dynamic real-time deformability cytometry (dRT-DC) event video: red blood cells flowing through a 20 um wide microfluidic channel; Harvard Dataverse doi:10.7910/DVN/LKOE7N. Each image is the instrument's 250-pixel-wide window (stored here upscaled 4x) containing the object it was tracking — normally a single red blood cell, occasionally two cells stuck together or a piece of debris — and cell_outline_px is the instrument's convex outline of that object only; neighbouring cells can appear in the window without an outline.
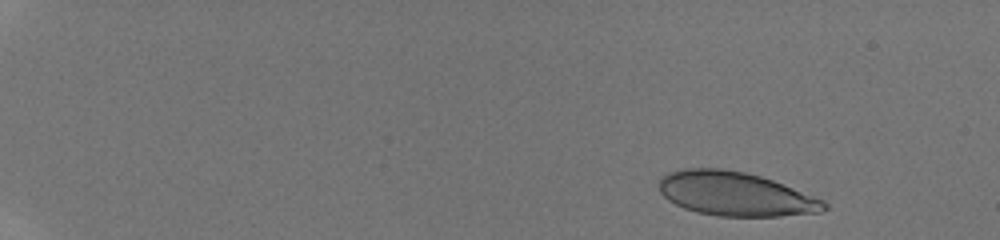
{"species": "human", "species_latin": "Homo sapiens", "temperature_condition": "room temperature", "stored_images_in_passage": 6, "camera_frame_rate_fps": 3000, "um_per_image_px": 0.085, "donor": {"sex": "male"}, "frame": {"image": 1, "passage_image": 1, "time_ms": 0.0, "image_size_px": [1000, 240], "cell_outline_px": [[828, 208], [820, 212], [780, 216], [716, 216], [684, 208], [668, 200], [660, 192], [660, 180], [664, 176], [672, 172], [684, 168], [720, 168], [744, 172], [760, 176], [772, 180], [824, 200], [828, 204]], "centroid_in_image_um": [62.53, 16.49], "position_along_channel_um": 22.5, "area_um2": 41.91}}
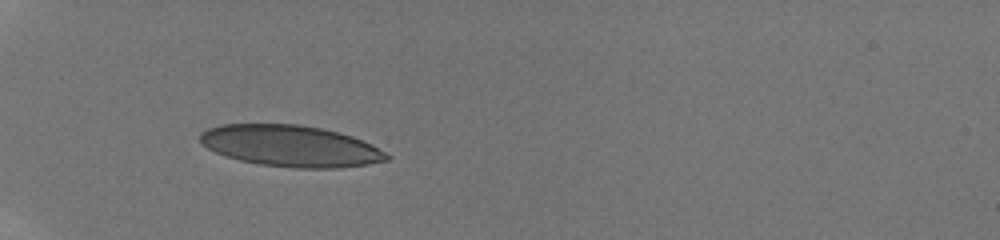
{"frame": {"image": 2, "passage_image": 5, "time_ms": 4.333, "image_size_px": [1000, 240], "cell_outline_px": [[392, 156], [388, 160], [368, 164], [336, 168], [296, 168], [260, 164], [240, 160], [224, 156], [200, 144], [200, 132], [208, 128], [220, 124], [300, 124], [320, 128], [352, 136], [372, 144]], "centroid_in_image_um": [24.69, 12.4], "position_along_channel_um": 60.3, "area_um2": 45.03}}